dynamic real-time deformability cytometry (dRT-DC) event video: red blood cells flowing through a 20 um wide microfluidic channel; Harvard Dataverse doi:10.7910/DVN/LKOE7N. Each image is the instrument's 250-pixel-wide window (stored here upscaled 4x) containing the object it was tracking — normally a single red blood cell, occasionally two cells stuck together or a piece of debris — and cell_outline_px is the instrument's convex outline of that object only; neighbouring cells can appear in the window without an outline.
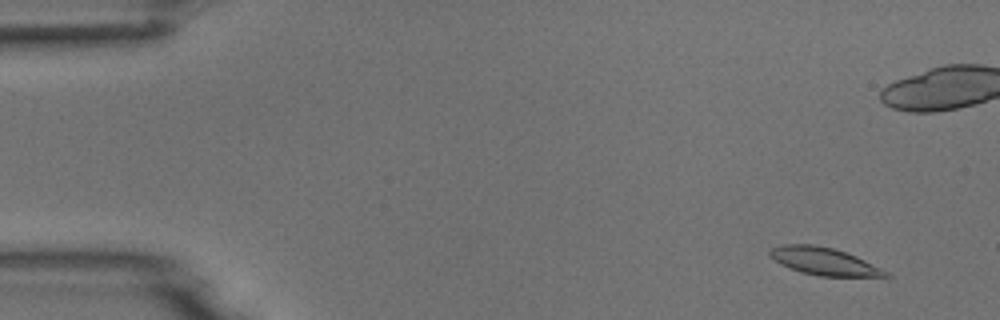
{"species": "common noctule bat (a hibernating species)", "species_latin": "Nyctalus noctula", "temperature_condition": "room temperature", "stored_images_in_passage": 16, "camera_frame_rate_fps": 3000, "um_per_image_px": 0.085, "animal": {"sex": "male", "body_mass_g": 18.8}, "frame": {"image": 1, "passage_image": 1, "time_ms": 0.0, "image_size_px": [1000, 320], "cell_outline_px": [[892, 276], [820, 276], [800, 272], [780, 264], [768, 256], [768, 248], [780, 244], [812, 244], [832, 248], [856, 256], [888, 272]], "centroid_in_image_um": [69.94, 22.19], "position_along_channel_um": 15.1, "area_um2": 18.5}}
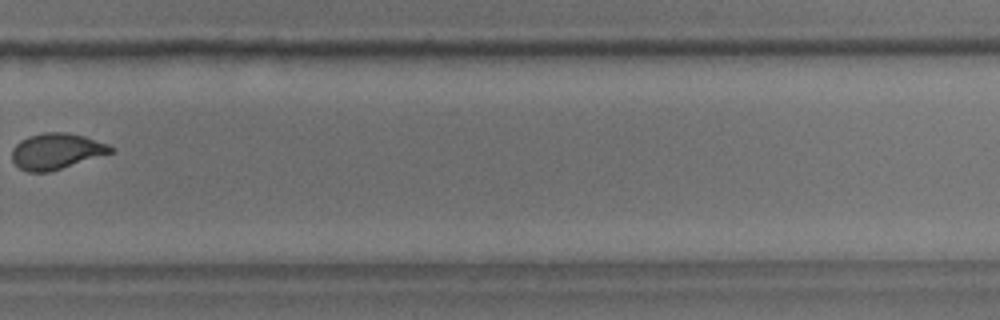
{"frame": {"image": 2, "passage_image": 12, "time_ms": 12.667, "image_size_px": [1000, 320], "cell_outline_px": [[116, 148], [112, 152], [48, 172], [28, 172], [20, 168], [12, 160], [12, 148], [20, 140], [28, 136], [44, 132], [64, 132], [84, 136], [108, 144]], "centroid_in_image_um": [4.76, 12.84], "position_along_channel_um": 325.0, "area_um2": 20.46}}